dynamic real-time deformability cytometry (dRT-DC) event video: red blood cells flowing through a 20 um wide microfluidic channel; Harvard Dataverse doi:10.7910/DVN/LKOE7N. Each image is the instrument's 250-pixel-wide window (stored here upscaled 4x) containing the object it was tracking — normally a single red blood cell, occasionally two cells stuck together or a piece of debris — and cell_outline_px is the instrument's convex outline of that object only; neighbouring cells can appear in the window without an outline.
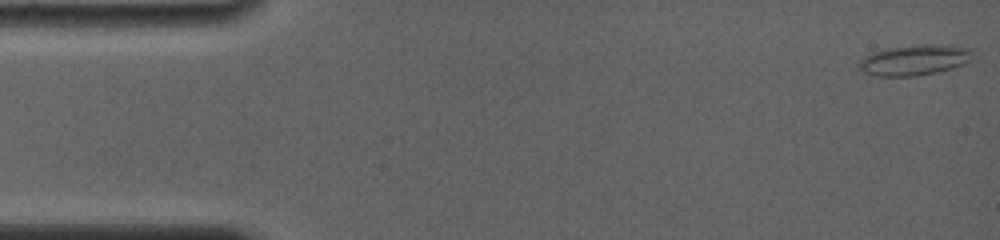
{"species": "common noctule bat (a hibernating species)", "species_latin": "Nyctalus noctula", "temperature_condition": "room temperature", "stored_images_in_passage": 40, "camera_frame_rate_fps": 4000, "um_per_image_px": 0.085, "animal": {"sex": "female", "body_mass_g": 19.0, "forearm_length_mm": 56.7}, "frame": {"image": 1, "passage_image": 1, "time_ms": 0.0, "image_size_px": [1000, 240], "cell_outline_px": [[972, 52], [968, 60], [964, 64], [952, 68], [936, 72], [916, 76], [876, 76], [864, 72], [860, 68], [860, 60], [864, 56], [872, 52], [888, 48], [924, 44], [952, 44], [972, 48]], "centroid_in_image_um": [77.75, 5.08], "position_along_channel_um": 7.2, "area_um2": 20.23}}
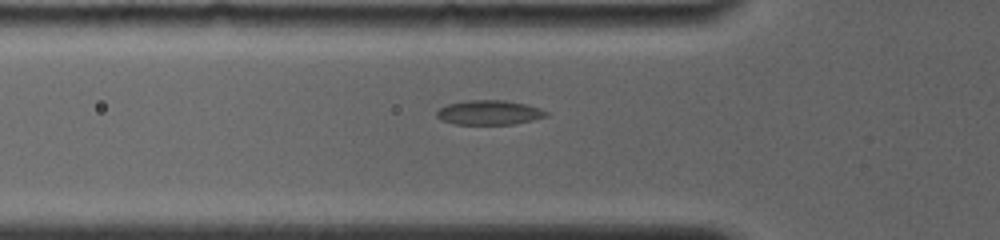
{"frame": {"image": 2, "passage_image": 35, "time_ms": 5.25, "image_size_px": [1000, 240], "cell_outline_px": [[548, 116], [532, 120], [512, 124], [456, 124], [444, 120], [436, 116], [436, 112], [440, 108], [448, 104], [468, 100], [504, 100], [524, 104], [540, 108], [548, 112]], "centroid_in_image_um": [41.6, 9.56], "position_along_channel_um": 84.2, "area_um2": 15.43}}